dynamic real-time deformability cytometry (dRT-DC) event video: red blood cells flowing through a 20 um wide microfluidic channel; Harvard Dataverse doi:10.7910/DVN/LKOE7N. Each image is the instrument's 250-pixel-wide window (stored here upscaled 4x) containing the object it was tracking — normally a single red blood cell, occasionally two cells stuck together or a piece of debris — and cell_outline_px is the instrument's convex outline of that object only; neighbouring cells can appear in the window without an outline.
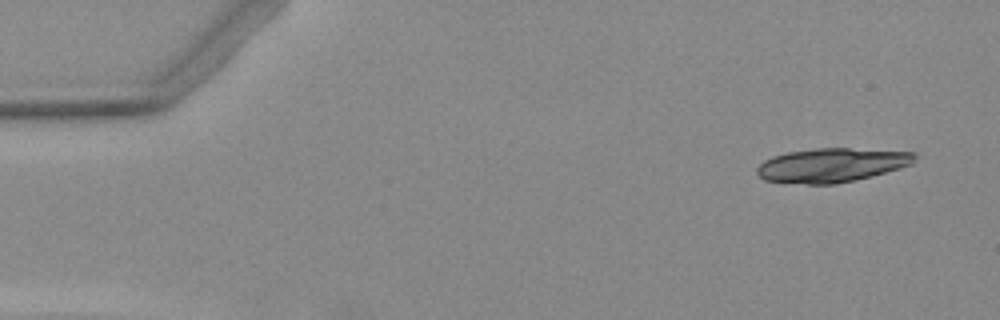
{"species": "Egyptian fruit bat (a non-hibernating species)", "species_latin": "Rousettus aegyptiacus", "temperature_condition": "warm", "stored_images_in_passage": 4, "camera_frame_rate_fps": 3000, "um_per_image_px": 0.085, "animal": {"sex": "female"}, "frame": {"image": 1, "passage_image": 1, "time_ms": 0.0, "image_size_px": [1000, 320], "cell_outline_px": [[916, 156], [912, 164], [900, 168], [872, 176], [856, 180], [836, 184], [808, 184], [764, 180], [756, 172], [756, 168], [764, 160], [772, 156], [788, 152], [816, 148], [848, 148], [916, 152]], "centroid_in_image_um": [70.7, 14.03], "position_along_channel_um": 14.3, "area_um2": 31.27}}
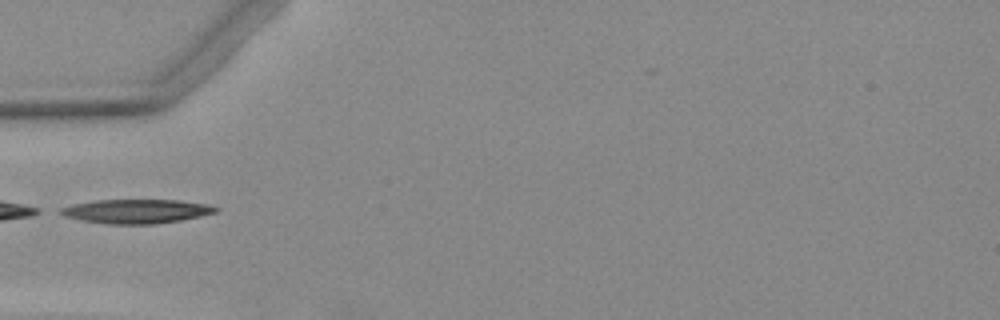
{"frame": {"image": 2, "passage_image": 4, "time_ms": 4.667, "image_size_px": [1000, 320], "cell_outline_px": [[220, 208], [216, 212], [200, 216], [180, 220], [156, 224], [108, 224], [80, 220], [64, 216], [56, 212], [60, 208], [72, 204], [92, 200], [180, 200], [208, 204]], "centroid_in_image_um": [11.55, 17.95], "position_along_channel_um": 73.5, "area_um2": 21.96}}